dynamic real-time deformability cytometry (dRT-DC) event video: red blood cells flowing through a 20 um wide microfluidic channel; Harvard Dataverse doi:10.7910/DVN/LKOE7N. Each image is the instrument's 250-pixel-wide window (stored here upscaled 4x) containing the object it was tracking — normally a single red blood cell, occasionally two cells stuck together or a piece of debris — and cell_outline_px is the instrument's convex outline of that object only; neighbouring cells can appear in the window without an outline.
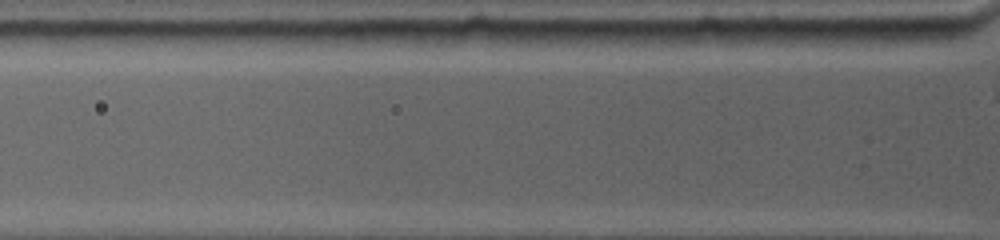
{"species": "common noctule bat (a hibernating species)", "species_latin": "Nyctalus noctula", "temperature_condition": "warm", "stored_images_in_passage": 4, "camera_frame_rate_fps": 4500, "um_per_image_px": 0.085, "animal": {"sex": "female", "body_mass_g": 19.0, "forearm_length_mm": 53.3}, "frame": {"image": 1, "passage_image": 4, "time_ms": 3.556, "image_size_px": [1000, 240], "cell_outline_px": [[952, 208], [940, 212], [812, 208], [812, 204], [840, 200], [896, 196], [952, 200]], "centroid_in_image_um": [75.62, 17.36], "position_along_channel_um": 50.2, "area_um2": 11.33}}